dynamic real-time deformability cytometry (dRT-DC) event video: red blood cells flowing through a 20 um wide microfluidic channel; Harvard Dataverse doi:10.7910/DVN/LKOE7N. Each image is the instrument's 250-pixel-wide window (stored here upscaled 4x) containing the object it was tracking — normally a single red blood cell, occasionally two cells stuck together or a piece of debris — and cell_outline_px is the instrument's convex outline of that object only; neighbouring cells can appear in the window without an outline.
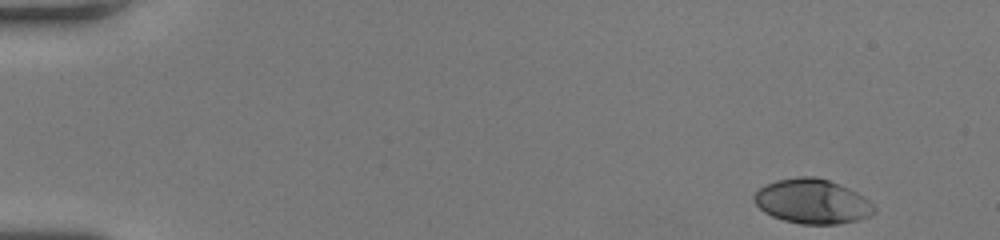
{"species": "human", "species_latin": "Homo sapiens", "temperature_condition": "room temperature", "stored_images_in_passage": 49, "camera_frame_rate_fps": 3000, "um_per_image_px": 0.085, "donor": {"sex": "female"}, "frame": {"image": 1, "passage_image": 1, "time_ms": 0.0, "image_size_px": [1000, 240], "cell_outline_px": [[876, 212], [872, 216], [856, 220], [836, 224], [800, 224], [784, 220], [772, 216], [764, 212], [752, 200], [752, 196], [764, 184], [776, 180], [800, 176], [816, 176], [828, 180], [848, 188], [856, 192], [868, 200], [876, 208]], "centroid_in_image_um": [69.03, 17.12], "position_along_channel_um": 16.0, "area_um2": 31.27}}
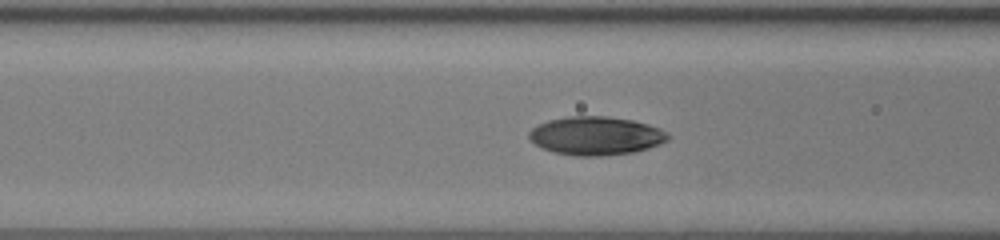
{"frame": {"image": 2, "passage_image": 19, "time_ms": 6.0, "image_size_px": [1000, 240], "cell_outline_px": [[668, 140], [660, 144], [648, 148], [632, 152], [600, 156], [576, 156], [556, 152], [540, 148], [528, 136], [528, 132], [532, 128], [548, 120], [568, 116], [608, 116], [632, 120], [648, 124], [660, 128], [668, 132]], "centroid_in_image_um": [50.65, 11.53], "position_along_channel_um": 115.9, "area_um2": 31.1}}
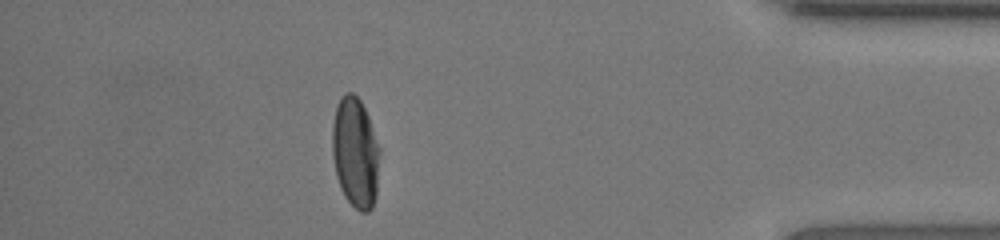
{"frame": {"image": 3, "passage_image": 43, "time_ms": 14.0, "image_size_px": [1000, 240], "cell_outline_px": [[380, 152], [376, 196], [372, 208], [368, 212], [360, 212], [344, 196], [340, 188], [336, 176], [332, 156], [332, 124], [336, 108], [344, 92], [352, 92], [360, 100], [368, 116], [380, 148]], "centroid_in_image_um": [30.2, 12.99], "position_along_channel_um": 405.0, "area_um2": 30.69}, "authors_computed_cell_mechanics": {"area_um2": 30.6918, "velocity_mm_per_s": 4.1049, "shape_relaxation_time_tau1_ms": 3.7608, "shape_relaxation_time_tau2_ms": 0.8607, "deformation_change_tau1": 0.1877, "deformation_change_tau2": 0.0407}}